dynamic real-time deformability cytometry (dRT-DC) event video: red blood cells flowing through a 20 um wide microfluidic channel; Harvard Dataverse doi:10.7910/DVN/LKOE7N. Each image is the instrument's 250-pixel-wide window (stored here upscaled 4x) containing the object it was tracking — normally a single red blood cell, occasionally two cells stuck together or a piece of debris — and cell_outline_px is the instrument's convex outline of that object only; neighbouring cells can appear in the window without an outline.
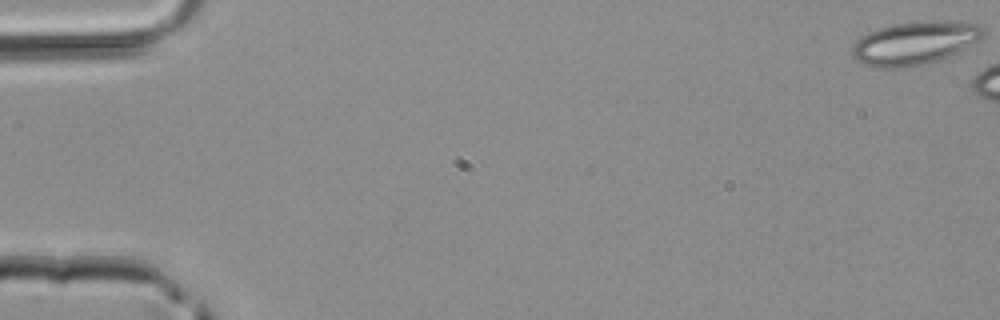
{"species": "common noctule bat (a hibernating species)", "species_latin": "Nyctalus noctula", "temperature_condition": "room temperature", "stored_images_in_passage": 3, "camera_frame_rate_fps": 3000, "um_per_image_px": 0.085, "animal": {"sex": "male", "body_mass_g": 20.4}, "frame": {"image": 1, "passage_image": 1, "time_ms": 0.0, "image_size_px": [1000, 320], "cell_outline_px": [[984, 32], [976, 40], [964, 48], [948, 56], [936, 60], [920, 64], [896, 68], [888, 68], [864, 64], [856, 60], [852, 52], [852, 48], [856, 40], [860, 36], [876, 28], [892, 24], [980, 24], [984, 28]], "centroid_in_image_um": [77.62, 3.7], "position_along_channel_um": 7.4, "area_um2": 31.04}}